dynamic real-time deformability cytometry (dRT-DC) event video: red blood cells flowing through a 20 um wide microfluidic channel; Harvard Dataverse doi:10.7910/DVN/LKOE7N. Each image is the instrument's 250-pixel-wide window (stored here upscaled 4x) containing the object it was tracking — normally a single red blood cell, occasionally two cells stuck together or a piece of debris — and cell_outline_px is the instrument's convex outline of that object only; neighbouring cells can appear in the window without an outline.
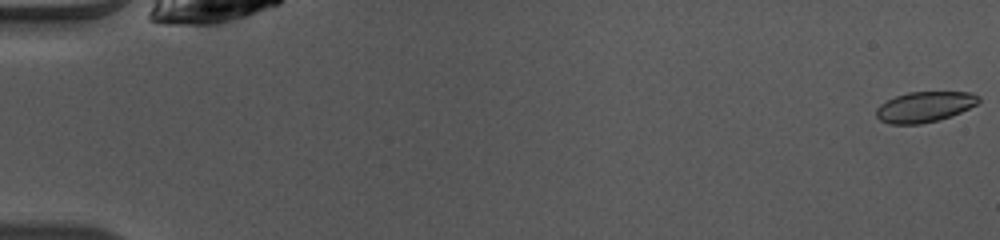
{"species": "common noctule bat (a hibernating species)", "species_latin": "Nyctalus noctula", "temperature_condition": "warm", "stored_images_in_passage": 50, "camera_frame_rate_fps": 3000, "um_per_image_px": 0.085, "animal": {"sex": "female", "body_mass_g": 10.0, "forearm_length_mm": 53.1}, "frame": {"image": 1, "passage_image": 1, "time_ms": 0.0, "image_size_px": [1000, 240], "cell_outline_px": [[980, 100], [976, 104], [960, 112], [940, 120], [920, 124], [888, 124], [880, 120], [876, 116], [876, 108], [880, 104], [896, 96], [908, 92], [972, 92], [980, 96]], "centroid_in_image_um": [78.58, 9.08], "position_along_channel_um": 6.4, "area_um2": 18.21}}
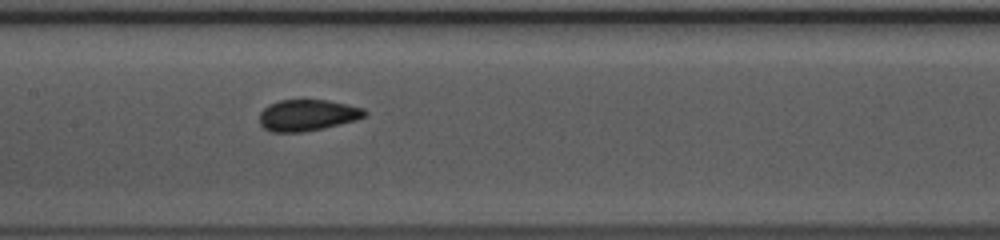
{"frame": {"image": 2, "passage_image": 25, "time_ms": 8.0, "image_size_px": [1000, 240], "cell_outline_px": [[368, 116], [356, 120], [304, 132], [272, 132], [264, 128], [260, 124], [260, 112], [268, 104], [280, 100], [328, 100], [348, 104], [364, 108], [368, 112]], "centroid_in_image_um": [26.15, 9.78], "position_along_channel_um": 181.2, "area_um2": 19.31}}
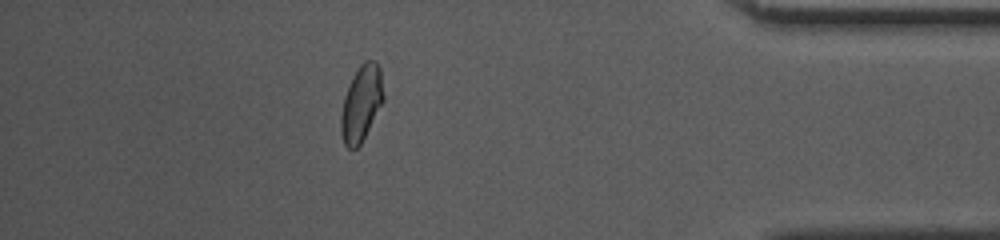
{"frame": {"image": 3, "passage_image": 44, "time_ms": 14.333, "image_size_px": [1000, 240], "cell_outline_px": [[384, 100], [360, 144], [356, 148], [348, 148], [344, 144], [340, 132], [340, 116], [344, 96], [360, 64], [364, 60], [376, 60], [380, 68], [384, 96]], "centroid_in_image_um": [30.71, 8.78], "position_along_channel_um": 404.5, "area_um2": 18.61}}